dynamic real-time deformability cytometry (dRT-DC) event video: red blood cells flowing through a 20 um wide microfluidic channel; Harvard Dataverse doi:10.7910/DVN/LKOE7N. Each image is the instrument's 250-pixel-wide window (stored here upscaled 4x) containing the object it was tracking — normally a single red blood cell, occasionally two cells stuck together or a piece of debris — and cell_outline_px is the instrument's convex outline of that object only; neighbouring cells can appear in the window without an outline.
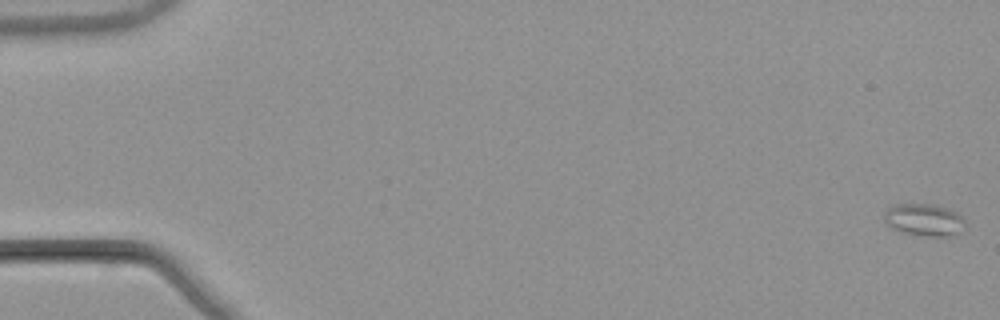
{"species": "common noctule bat (a hibernating species)", "species_latin": "Nyctalus noctula", "temperature_condition": "warm", "stored_images_in_passage": 55, "camera_frame_rate_fps": 3000, "um_per_image_px": 0.085, "animal": {"sex": "male", "body_mass_g": 21.5, "forearm_length_mm": 52.0}, "frame": {"image": 1, "passage_image": 1, "time_ms": 0.0, "image_size_px": [1000, 320], "cell_outline_px": [[964, 220], [956, 232], [952, 236], [920, 236], [900, 232], [892, 228], [884, 220], [884, 212], [888, 208], [896, 204], [932, 204], [956, 212]], "centroid_in_image_um": [78.46, 18.69], "position_along_channel_um": 6.5, "area_um2": 14.85}}
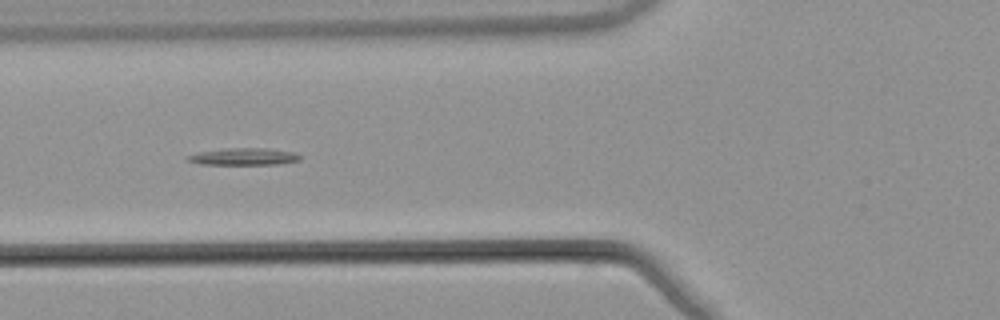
{"frame": {"image": 2, "passage_image": 22, "time_ms": 7.0, "image_size_px": [1000, 320], "cell_outline_px": [[300, 160], [276, 164], [200, 164], [188, 160], [184, 156], [200, 152], [232, 148], [264, 148], [292, 152], [300, 156]], "centroid_in_image_um": [20.69, 13.31], "position_along_channel_um": 105.1, "area_um2": 10.81}}
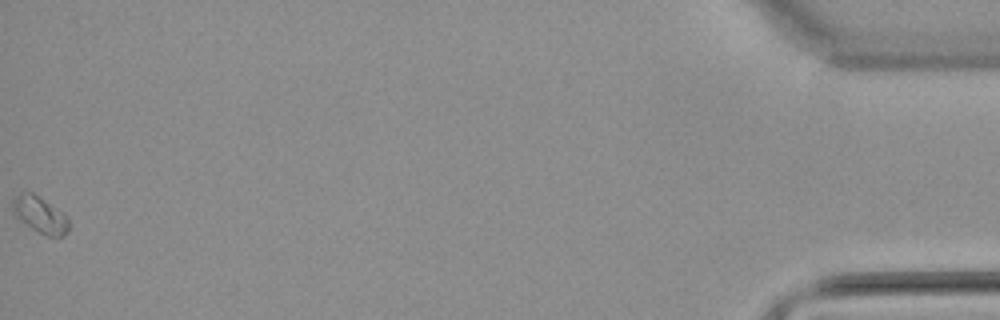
{"frame": {"image": 3, "passage_image": 55, "time_ms": 18.0, "image_size_px": [1000, 320], "cell_outline_px": [[68, 232], [64, 236], [44, 236], [20, 220], [12, 212], [12, 200], [20, 192], [32, 192], [68, 216]], "centroid_in_image_um": [3.39, 18.26], "position_along_channel_um": 431.8, "area_um2": 11.85}}